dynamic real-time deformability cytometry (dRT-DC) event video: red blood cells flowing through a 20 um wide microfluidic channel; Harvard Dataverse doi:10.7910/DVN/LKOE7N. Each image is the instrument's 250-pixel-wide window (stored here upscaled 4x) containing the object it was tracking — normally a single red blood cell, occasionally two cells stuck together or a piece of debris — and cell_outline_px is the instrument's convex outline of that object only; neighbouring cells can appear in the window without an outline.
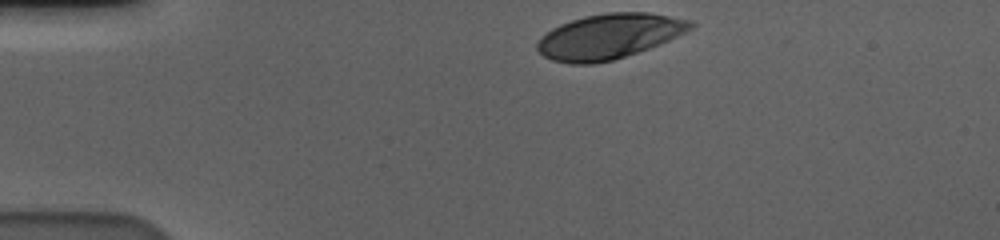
{"species": "human", "species_latin": "Homo sapiens", "temperature_condition": "cold", "stored_images_in_passage": 37, "camera_frame_rate_fps": 3000, "um_per_image_px": 0.085, "donor": {"sex": "male"}, "frame": {"image": 1, "passage_image": 1, "time_ms": 0.0, "image_size_px": [1000, 240], "cell_outline_px": [[696, 24], [692, 28], [660, 44], [612, 60], [592, 64], [568, 64], [552, 60], [544, 56], [536, 48], [536, 44], [552, 28], [560, 24], [584, 16], [608, 12], [648, 12], [692, 20]], "centroid_in_image_um": [51.78, 3.08], "position_along_channel_um": 33.2, "area_um2": 39.94}}
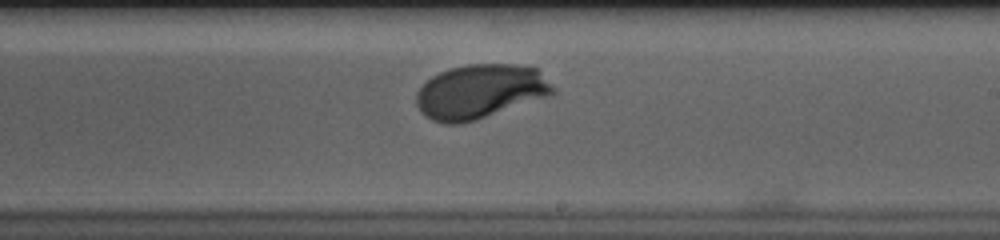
{"frame": {"image": 2, "passage_image": 24, "time_ms": 7.667, "image_size_px": [1000, 240], "cell_outline_px": [[556, 92], [548, 96], [476, 120], [460, 124], [444, 124], [432, 120], [420, 112], [416, 104], [416, 92], [432, 76], [448, 68], [468, 64], [516, 64], [540, 68], [556, 88]], "centroid_in_image_um": [40.84, 7.77], "position_along_channel_um": 248.2, "area_um2": 43.58}}
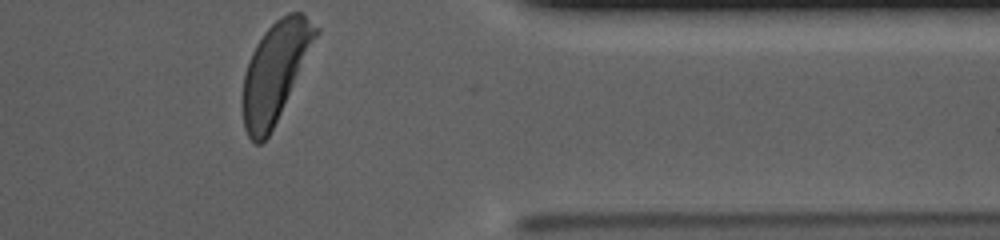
{"frame": {"image": 3, "passage_image": 37, "time_ms": 12.0, "image_size_px": [1000, 240], "cell_outline_px": [[320, 32], [268, 136], [260, 144], [256, 144], [248, 136], [244, 128], [244, 72], [252, 52], [256, 44], [264, 32], [280, 16], [288, 12], [300, 12], [320, 28]], "centroid_in_image_um": [23.4, 6.04], "position_along_channel_um": 388.0, "area_um2": 41.04}, "authors_computed_cell_mechanics": {"area_um2": 42.0206, "velocity_mm_per_s": 3.54, "shape_relaxation_time_tau1_ms": 2.6182, "shape_relaxation_time_tau2_ms": null, "deformation_change_tau1": 0.1718, "deformation_change_tau2": null}}